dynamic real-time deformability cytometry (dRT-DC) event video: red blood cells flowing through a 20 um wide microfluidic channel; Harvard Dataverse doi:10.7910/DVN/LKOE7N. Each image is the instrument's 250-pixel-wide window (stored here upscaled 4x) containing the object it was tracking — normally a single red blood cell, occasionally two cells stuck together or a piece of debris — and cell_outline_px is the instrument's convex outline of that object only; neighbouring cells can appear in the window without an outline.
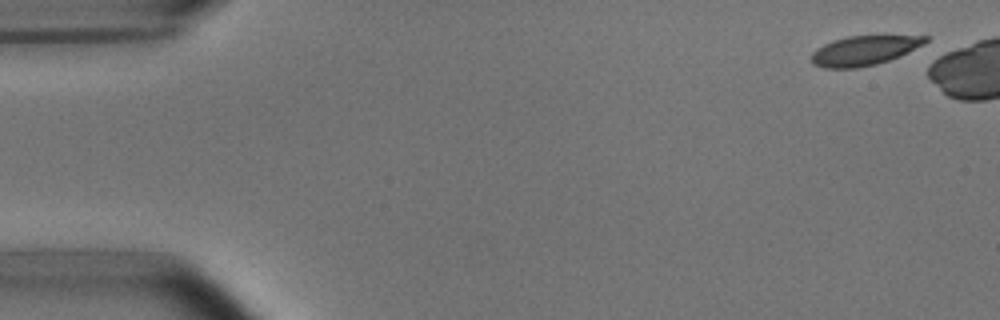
{"species": "common noctule bat (a hibernating species)", "species_latin": "Nyctalus noctula", "temperature_condition": "room temperature", "stored_images_in_passage": 4, "camera_frame_rate_fps": 3000, "um_per_image_px": 0.085, "animal": {"sex": "male", "body_mass_g": 15.6}, "frame": {"image": 1, "passage_image": 1, "time_ms": 0.0, "image_size_px": [1000, 320], "cell_outline_px": [[928, 40], [924, 44], [888, 60], [876, 64], [856, 68], [824, 68], [812, 64], [812, 52], [816, 48], [832, 40], [848, 36], [928, 36]], "centroid_in_image_um": [73.39, 4.3], "position_along_channel_um": 11.6, "area_um2": 19.36}}